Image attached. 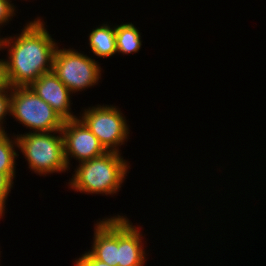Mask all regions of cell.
<instances>
[{
    "instance_id": "1",
    "label": "cell",
    "mask_w": 266,
    "mask_h": 266,
    "mask_svg": "<svg viewBox=\"0 0 266 266\" xmlns=\"http://www.w3.org/2000/svg\"><path fill=\"white\" fill-rule=\"evenodd\" d=\"M42 17L29 21L15 36L0 37V51H8L6 62L10 84L29 87L44 73L53 70L58 47Z\"/></svg>"
},
{
    "instance_id": "2",
    "label": "cell",
    "mask_w": 266,
    "mask_h": 266,
    "mask_svg": "<svg viewBox=\"0 0 266 266\" xmlns=\"http://www.w3.org/2000/svg\"><path fill=\"white\" fill-rule=\"evenodd\" d=\"M121 154L107 151L103 155L79 163L68 182V188L88 195H116L120 192L130 168V162Z\"/></svg>"
},
{
    "instance_id": "3",
    "label": "cell",
    "mask_w": 266,
    "mask_h": 266,
    "mask_svg": "<svg viewBox=\"0 0 266 266\" xmlns=\"http://www.w3.org/2000/svg\"><path fill=\"white\" fill-rule=\"evenodd\" d=\"M58 134V135H56ZM20 149L34 173H65L69 170L64 156V138L61 130L51 132H25L16 135Z\"/></svg>"
},
{
    "instance_id": "4",
    "label": "cell",
    "mask_w": 266,
    "mask_h": 266,
    "mask_svg": "<svg viewBox=\"0 0 266 266\" xmlns=\"http://www.w3.org/2000/svg\"><path fill=\"white\" fill-rule=\"evenodd\" d=\"M11 116L30 129L28 132H51L62 129L64 120L30 87H13Z\"/></svg>"
},
{
    "instance_id": "5",
    "label": "cell",
    "mask_w": 266,
    "mask_h": 266,
    "mask_svg": "<svg viewBox=\"0 0 266 266\" xmlns=\"http://www.w3.org/2000/svg\"><path fill=\"white\" fill-rule=\"evenodd\" d=\"M57 47L53 59V72L72 92H81L99 83L102 75L100 64L73 48Z\"/></svg>"
},
{
    "instance_id": "6",
    "label": "cell",
    "mask_w": 266,
    "mask_h": 266,
    "mask_svg": "<svg viewBox=\"0 0 266 266\" xmlns=\"http://www.w3.org/2000/svg\"><path fill=\"white\" fill-rule=\"evenodd\" d=\"M117 107L104 104L90 106L81 110L79 119L98 138L106 151L122 153L119 147L128 141L130 129L123 112Z\"/></svg>"
},
{
    "instance_id": "7",
    "label": "cell",
    "mask_w": 266,
    "mask_h": 266,
    "mask_svg": "<svg viewBox=\"0 0 266 266\" xmlns=\"http://www.w3.org/2000/svg\"><path fill=\"white\" fill-rule=\"evenodd\" d=\"M61 132L64 138L65 161L69 170L70 160L73 158L82 163L107 152L79 118L64 121Z\"/></svg>"
},
{
    "instance_id": "8",
    "label": "cell",
    "mask_w": 266,
    "mask_h": 266,
    "mask_svg": "<svg viewBox=\"0 0 266 266\" xmlns=\"http://www.w3.org/2000/svg\"><path fill=\"white\" fill-rule=\"evenodd\" d=\"M141 229L126 215H117V266L145 265L147 254Z\"/></svg>"
},
{
    "instance_id": "9",
    "label": "cell",
    "mask_w": 266,
    "mask_h": 266,
    "mask_svg": "<svg viewBox=\"0 0 266 266\" xmlns=\"http://www.w3.org/2000/svg\"><path fill=\"white\" fill-rule=\"evenodd\" d=\"M29 87L38 97L48 103L64 121L78 118L71 111L72 92L53 71L44 73Z\"/></svg>"
},
{
    "instance_id": "10",
    "label": "cell",
    "mask_w": 266,
    "mask_h": 266,
    "mask_svg": "<svg viewBox=\"0 0 266 266\" xmlns=\"http://www.w3.org/2000/svg\"><path fill=\"white\" fill-rule=\"evenodd\" d=\"M98 220L94 225L92 247L88 251L96 259L117 266V216Z\"/></svg>"
},
{
    "instance_id": "11",
    "label": "cell",
    "mask_w": 266,
    "mask_h": 266,
    "mask_svg": "<svg viewBox=\"0 0 266 266\" xmlns=\"http://www.w3.org/2000/svg\"><path fill=\"white\" fill-rule=\"evenodd\" d=\"M113 26V27H111ZM90 51L100 58L113 57L117 53L115 26L101 24L93 28L88 36Z\"/></svg>"
},
{
    "instance_id": "12",
    "label": "cell",
    "mask_w": 266,
    "mask_h": 266,
    "mask_svg": "<svg viewBox=\"0 0 266 266\" xmlns=\"http://www.w3.org/2000/svg\"><path fill=\"white\" fill-rule=\"evenodd\" d=\"M115 35L118 54H133L139 52L142 46L141 33L132 23L115 24Z\"/></svg>"
},
{
    "instance_id": "13",
    "label": "cell",
    "mask_w": 266,
    "mask_h": 266,
    "mask_svg": "<svg viewBox=\"0 0 266 266\" xmlns=\"http://www.w3.org/2000/svg\"><path fill=\"white\" fill-rule=\"evenodd\" d=\"M10 137L7 131L0 133V172H16V160L19 156L16 134Z\"/></svg>"
},
{
    "instance_id": "14",
    "label": "cell",
    "mask_w": 266,
    "mask_h": 266,
    "mask_svg": "<svg viewBox=\"0 0 266 266\" xmlns=\"http://www.w3.org/2000/svg\"><path fill=\"white\" fill-rule=\"evenodd\" d=\"M16 172H0V204L6 209V201L13 188Z\"/></svg>"
},
{
    "instance_id": "15",
    "label": "cell",
    "mask_w": 266,
    "mask_h": 266,
    "mask_svg": "<svg viewBox=\"0 0 266 266\" xmlns=\"http://www.w3.org/2000/svg\"><path fill=\"white\" fill-rule=\"evenodd\" d=\"M11 95L12 90L0 92V133L6 131L3 124L6 122L7 115L11 117Z\"/></svg>"
},
{
    "instance_id": "16",
    "label": "cell",
    "mask_w": 266,
    "mask_h": 266,
    "mask_svg": "<svg viewBox=\"0 0 266 266\" xmlns=\"http://www.w3.org/2000/svg\"><path fill=\"white\" fill-rule=\"evenodd\" d=\"M11 2L12 0H0V29L4 25H8L9 21H12V18L16 16V5H13L14 3Z\"/></svg>"
},
{
    "instance_id": "17",
    "label": "cell",
    "mask_w": 266,
    "mask_h": 266,
    "mask_svg": "<svg viewBox=\"0 0 266 266\" xmlns=\"http://www.w3.org/2000/svg\"><path fill=\"white\" fill-rule=\"evenodd\" d=\"M74 264V266H110L107 263L96 259L89 251H86L78 259H76Z\"/></svg>"
},
{
    "instance_id": "18",
    "label": "cell",
    "mask_w": 266,
    "mask_h": 266,
    "mask_svg": "<svg viewBox=\"0 0 266 266\" xmlns=\"http://www.w3.org/2000/svg\"><path fill=\"white\" fill-rule=\"evenodd\" d=\"M6 90H12V86L8 77L7 62L0 59V92Z\"/></svg>"
},
{
    "instance_id": "19",
    "label": "cell",
    "mask_w": 266,
    "mask_h": 266,
    "mask_svg": "<svg viewBox=\"0 0 266 266\" xmlns=\"http://www.w3.org/2000/svg\"><path fill=\"white\" fill-rule=\"evenodd\" d=\"M5 208L0 204V218H3V216L5 215Z\"/></svg>"
}]
</instances>
